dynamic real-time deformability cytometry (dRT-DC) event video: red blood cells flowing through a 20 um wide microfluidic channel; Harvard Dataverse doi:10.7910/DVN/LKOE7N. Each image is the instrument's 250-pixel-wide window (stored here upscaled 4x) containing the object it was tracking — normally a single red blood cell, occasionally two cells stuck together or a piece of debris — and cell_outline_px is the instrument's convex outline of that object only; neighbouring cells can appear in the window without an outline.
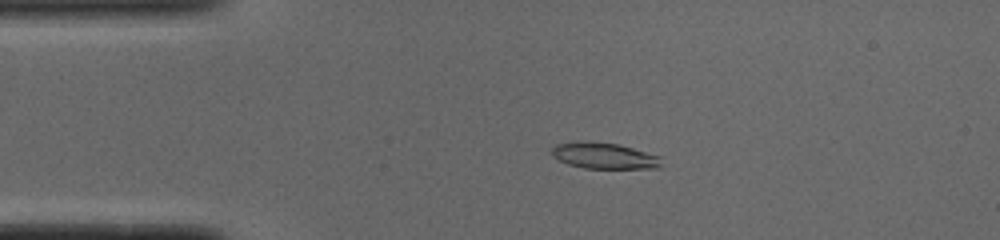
{"species": "common noctule bat (a hibernating species)", "species_latin": "Nyctalus noctula", "temperature_condition": "cold", "stored_images_in_passage": 52, "camera_frame_rate_fps": 3000, "um_per_image_px": 0.085, "animal": {"sex": "male", "body_mass_g": 19.0, "forearm_length_mm": 50.8}, "frame": {"image": 1, "passage_image": 11, "time_ms": 3.333, "image_size_px": [1000, 240], "cell_outline_px": [[660, 168], [584, 168], [568, 164], [552, 156], [552, 148], [556, 144], [576, 140], [616, 144], [632, 148], [660, 156]], "centroid_in_image_um": [51.31, 13.23], "position_along_channel_um": 33.7, "area_um2": 16.53}}
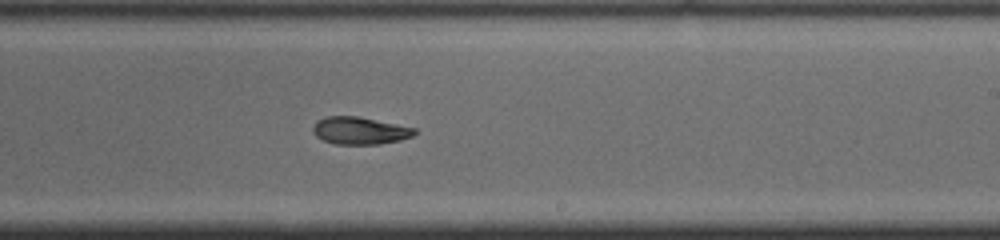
{"frame": {"image": 2, "passage_image": 31, "time_ms": 10.0, "image_size_px": [1000, 240], "cell_outline_px": [[416, 132], [412, 136], [400, 140], [380, 144], [336, 144], [324, 140], [316, 136], [312, 132], [312, 128], [316, 120], [328, 116], [356, 116], [416, 128]], "centroid_in_image_um": [30.56, 11.1], "position_along_channel_um": 258.4, "area_um2": 16.13}}
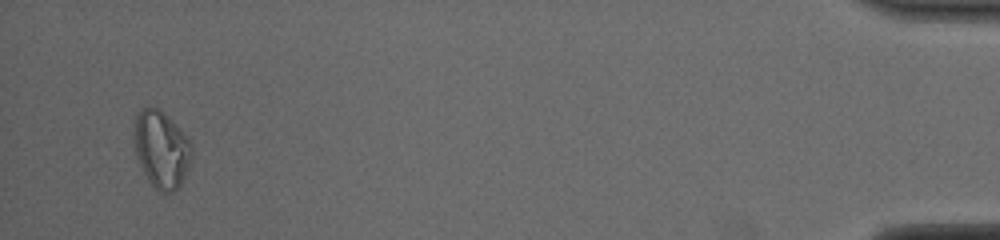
{"frame": {"image": 3, "passage_image": 50, "time_ms": 16.333, "image_size_px": [1000, 240], "cell_outline_px": [[192, 156], [188, 168], [180, 184], [172, 192], [164, 192], [156, 188], [148, 180], [136, 156], [136, 112], [140, 108], [148, 104], [160, 108], [168, 116], [188, 140], [192, 148]], "centroid_in_image_um": [13.72, 12.64], "position_along_channel_um": 421.5, "area_um2": 25.37}, "authors_computed_cell_mechanics": {"area_um2": 17.1088, "velocity_mm_per_s": 3.8901, "shape_relaxation_time_tau1_ms": 2.4983, "shape_relaxation_time_tau2_ms": 7.5889, "deformation_change_tau1": 0.1189, "deformation_change_tau2": 0.1199}}